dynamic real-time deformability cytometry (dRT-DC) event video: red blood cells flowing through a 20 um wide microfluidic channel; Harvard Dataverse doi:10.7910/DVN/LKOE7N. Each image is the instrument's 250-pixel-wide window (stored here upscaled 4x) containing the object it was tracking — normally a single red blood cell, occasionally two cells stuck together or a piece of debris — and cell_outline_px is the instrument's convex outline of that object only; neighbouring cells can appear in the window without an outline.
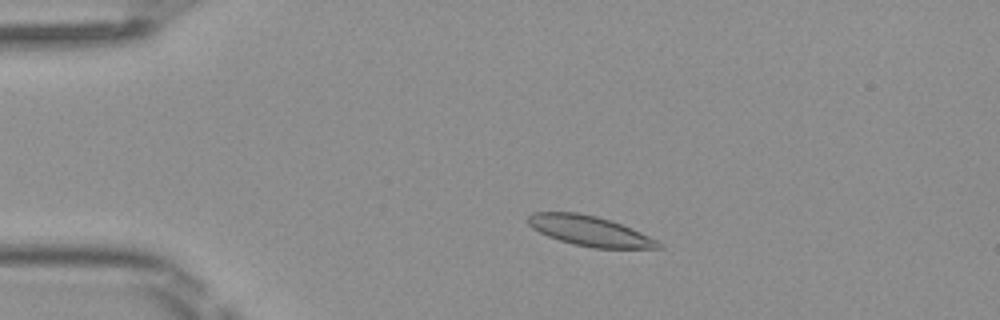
{"species": "Egyptian fruit bat (a non-hibernating species)", "species_latin": "Rousettus aegyptiacus", "temperature_condition": "room temperature", "stored_images_in_passage": 42, "camera_frame_rate_fps": 3000, "um_per_image_px": 0.085, "frame": {"image": 1, "passage_image": 3, "time_ms": 0.667, "image_size_px": [1000, 320], "cell_outline_px": [[664, 248], [596, 248], [576, 244], [560, 240], [548, 236], [532, 228], [528, 224], [528, 216], [532, 212], [576, 212], [596, 216], [620, 224], [640, 232], [664, 244]], "centroid_in_image_um": [50.12, 19.63], "position_along_channel_um": 34.9, "area_um2": 22.48}}
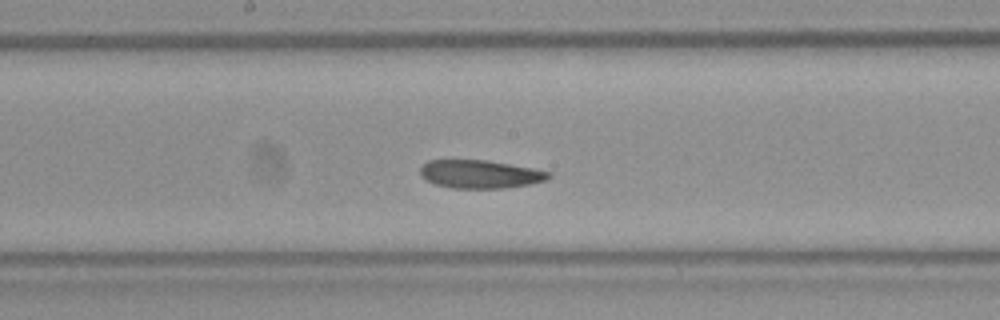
{"frame": {"image": 2, "passage_image": 19, "time_ms": 6.0, "image_size_px": [1000, 320], "cell_outline_px": [[552, 176], [544, 180], [532, 184], [504, 188], [452, 188], [436, 184], [420, 176], [420, 168], [428, 160], [488, 160], [532, 168], [548, 172]], "centroid_in_image_um": [40.79, 14.8], "position_along_channel_um": 207.4, "area_um2": 20.98}}
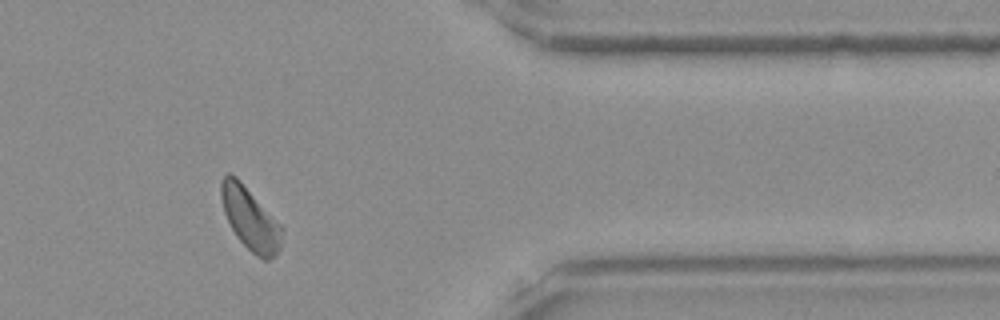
{"frame": {"image": 3, "passage_image": 34, "time_ms": 11.0, "image_size_px": [1000, 320], "cell_outline_px": [[284, 228], [280, 248], [276, 256], [268, 260], [264, 260], [256, 256], [236, 236], [224, 212], [220, 196], [220, 180], [228, 172], [232, 172], [240, 180]], "centroid_in_image_um": [21.27, 18.58], "position_along_channel_um": 390.1, "area_um2": 22.2}}